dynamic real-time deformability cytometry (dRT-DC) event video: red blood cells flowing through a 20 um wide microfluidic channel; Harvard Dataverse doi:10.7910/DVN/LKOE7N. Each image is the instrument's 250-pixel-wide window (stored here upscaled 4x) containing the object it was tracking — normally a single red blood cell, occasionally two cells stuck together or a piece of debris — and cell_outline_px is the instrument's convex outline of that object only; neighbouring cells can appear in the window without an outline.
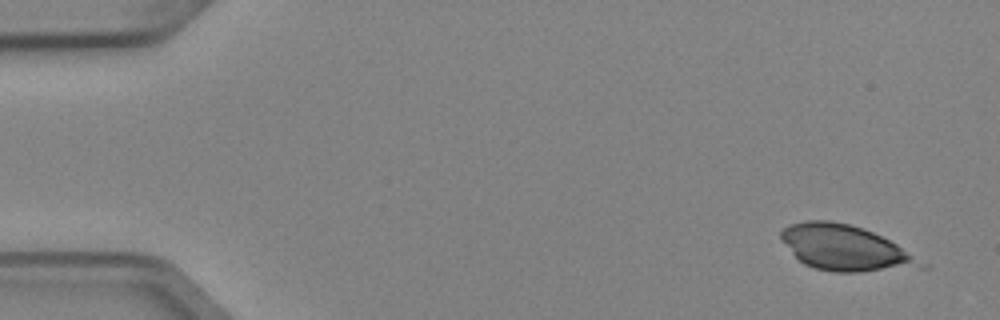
{"species": "Egyptian fruit bat (a non-hibernating species)", "species_latin": "Rousettus aegyptiacus", "temperature_condition": "cold", "stored_images_in_passage": 5, "camera_frame_rate_fps": 3000, "um_per_image_px": 0.085, "animal": {"sex": "female"}, "frame": {"image": 1, "passage_image": 1, "time_ms": 0.0, "image_size_px": [1000, 320], "cell_outline_px": [[928, 268], [860, 272], [836, 272], [816, 268], [804, 264], [792, 252], [780, 236], [780, 232], [788, 224], [808, 220], [828, 220], [848, 224], [872, 232], [896, 244], [928, 264]], "centroid_in_image_um": [71.88, 21.09], "position_along_channel_um": 13.1, "area_um2": 36.76}}